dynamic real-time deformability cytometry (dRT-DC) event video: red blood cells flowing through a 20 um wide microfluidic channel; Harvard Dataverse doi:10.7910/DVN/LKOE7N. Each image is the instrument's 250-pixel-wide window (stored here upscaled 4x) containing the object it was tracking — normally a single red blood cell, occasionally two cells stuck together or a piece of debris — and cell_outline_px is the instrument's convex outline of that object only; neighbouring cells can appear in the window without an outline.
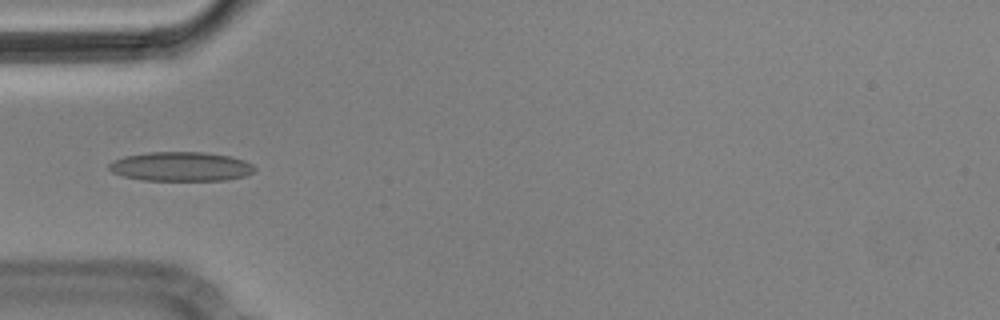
{"species": "Egyptian fruit bat (a non-hibernating species)", "species_latin": "Rousettus aegyptiacus", "temperature_condition": "cold", "stored_images_in_passage": 4, "camera_frame_rate_fps": 3000, "um_per_image_px": 0.085, "animal": {"sex": "male"}, "frame": {"image": 1, "passage_image": 4, "time_ms": 1.0, "image_size_px": [1000, 320], "cell_outline_px": [[256, 168], [252, 172], [244, 176], [224, 180], [144, 180], [124, 176], [112, 172], [108, 168], [108, 164], [124, 156], [148, 152], [204, 152], [228, 156], [244, 160], [252, 164]], "centroid_in_image_um": [15.37, 14.15], "position_along_channel_um": 69.6, "area_um2": 24.62}}